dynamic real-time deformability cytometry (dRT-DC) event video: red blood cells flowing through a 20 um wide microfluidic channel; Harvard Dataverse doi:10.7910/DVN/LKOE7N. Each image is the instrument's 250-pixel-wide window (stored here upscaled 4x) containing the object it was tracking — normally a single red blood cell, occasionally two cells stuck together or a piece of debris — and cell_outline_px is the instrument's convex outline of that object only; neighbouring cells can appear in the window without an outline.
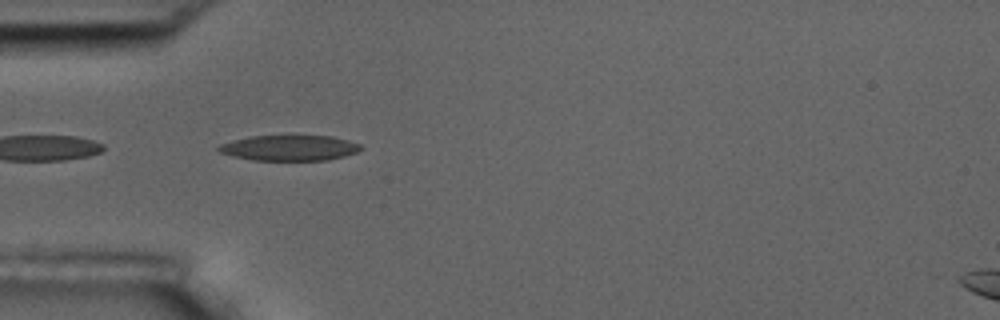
{"species": "common noctule bat (a hibernating species)", "species_latin": "Nyctalus noctula", "temperature_condition": "room temperature", "stored_images_in_passage": 6, "camera_frame_rate_fps": 3000, "um_per_image_px": 0.085, "animal": {"sex": "male", "body_mass_g": 17.5, "forearm_length_mm": 52.3}, "frame": {"image": 1, "passage_image": 5, "time_ms": 4.667, "image_size_px": [1000, 320], "cell_outline_px": [[364, 148], [356, 152], [344, 156], [328, 160], [252, 160], [232, 156], [220, 152], [216, 148], [220, 144], [232, 140], [252, 136], [332, 136], [348, 140], [360, 144]], "centroid_in_image_um": [24.6, 12.57], "position_along_channel_um": 60.4, "area_um2": 21.1}}